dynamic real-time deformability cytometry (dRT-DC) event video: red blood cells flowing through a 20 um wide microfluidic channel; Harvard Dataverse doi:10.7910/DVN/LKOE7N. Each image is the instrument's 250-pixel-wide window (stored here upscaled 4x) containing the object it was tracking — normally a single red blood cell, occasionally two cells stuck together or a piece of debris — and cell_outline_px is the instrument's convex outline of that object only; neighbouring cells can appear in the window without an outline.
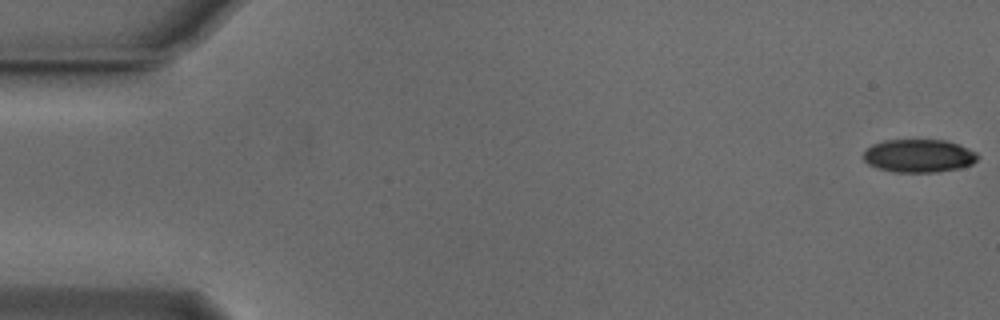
{"species": "Egyptian fruit bat (a non-hibernating species)", "species_latin": "Rousettus aegyptiacus", "temperature_condition": "cold", "stored_images_in_passage": 5, "camera_frame_rate_fps": 3000, "um_per_image_px": 0.085, "animal": {"sex": "male"}, "frame": {"image": 1, "passage_image": 1, "time_ms": 0.0, "image_size_px": [1000, 320], "cell_outline_px": [[980, 156], [972, 164], [956, 168], [936, 172], [896, 172], [876, 168], [868, 164], [864, 160], [864, 152], [872, 144], [884, 140], [948, 140], [968, 148], [976, 152]], "centroid_in_image_um": [78.09, 13.24], "position_along_channel_um": 6.9, "area_um2": 22.02}}